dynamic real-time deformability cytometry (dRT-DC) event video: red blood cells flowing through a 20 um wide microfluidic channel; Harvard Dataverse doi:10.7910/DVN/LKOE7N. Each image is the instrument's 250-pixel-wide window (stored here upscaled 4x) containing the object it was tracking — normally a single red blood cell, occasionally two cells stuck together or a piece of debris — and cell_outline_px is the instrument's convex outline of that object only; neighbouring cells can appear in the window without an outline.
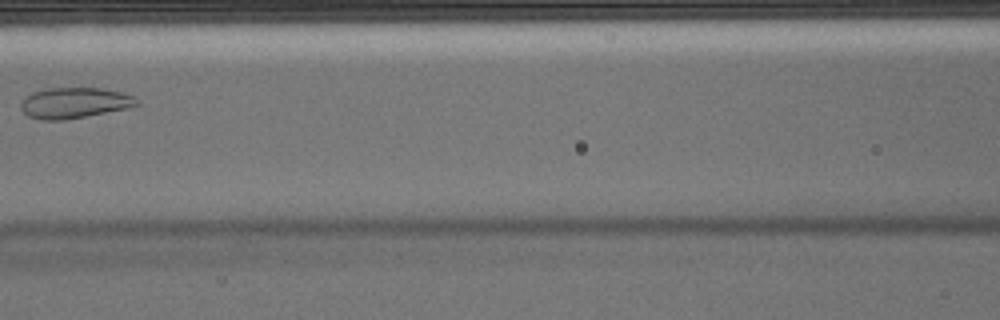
{"species": "Egyptian fruit bat (a non-hibernating species)", "species_latin": "Rousettus aegyptiacus", "temperature_condition": "warm", "stored_images_in_passage": 5, "camera_frame_rate_fps": 3000, "um_per_image_px": 0.085, "animal": {"sex": "male"}, "frame": {"image": 1, "passage_image": 5, "time_ms": 1.333, "image_size_px": [1000, 320], "cell_outline_px": [[140, 104], [128, 108], [64, 120], [40, 120], [28, 116], [20, 108], [20, 104], [32, 92], [48, 88], [100, 88], [120, 92], [136, 96], [140, 100]], "centroid_in_image_um": [6.36, 8.74], "position_along_channel_um": 160.2, "area_um2": 20.75}}